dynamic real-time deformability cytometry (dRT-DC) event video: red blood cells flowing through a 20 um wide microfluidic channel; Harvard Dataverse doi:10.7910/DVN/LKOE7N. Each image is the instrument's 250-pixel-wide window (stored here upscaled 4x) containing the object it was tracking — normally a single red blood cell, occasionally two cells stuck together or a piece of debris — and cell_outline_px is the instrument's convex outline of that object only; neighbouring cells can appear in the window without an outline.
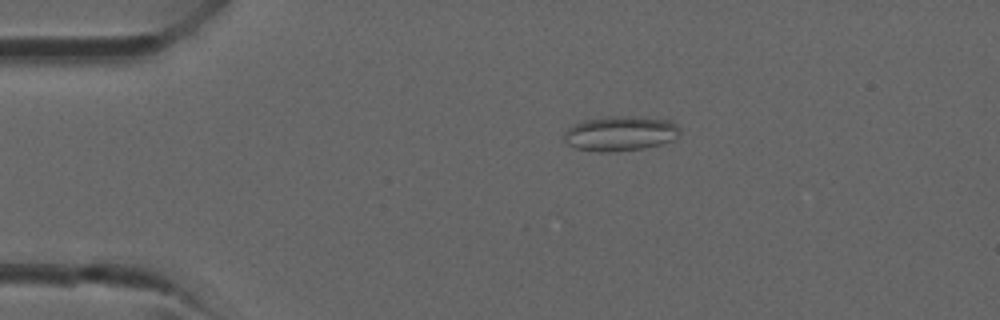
{"species": "common noctule bat (a hibernating species)", "species_latin": "Nyctalus noctula", "temperature_condition": "room temperature", "stored_images_in_passage": 32, "camera_frame_rate_fps": 3000, "um_per_image_px": 0.085, "animal": {"sex": "male", "forearm_length_mm": 52.5}, "frame": {"image": 1, "passage_image": 1, "time_ms": 0.0, "image_size_px": [1000, 320], "cell_outline_px": [[680, 132], [672, 140], [660, 144], [644, 148], [612, 152], [596, 152], [576, 148], [568, 144], [564, 140], [564, 132], [568, 128], [584, 120], [608, 116], [636, 116], [672, 120], [680, 128]], "centroid_in_image_um": [52.73, 11.34], "position_along_channel_um": 32.3, "area_um2": 23.64}}
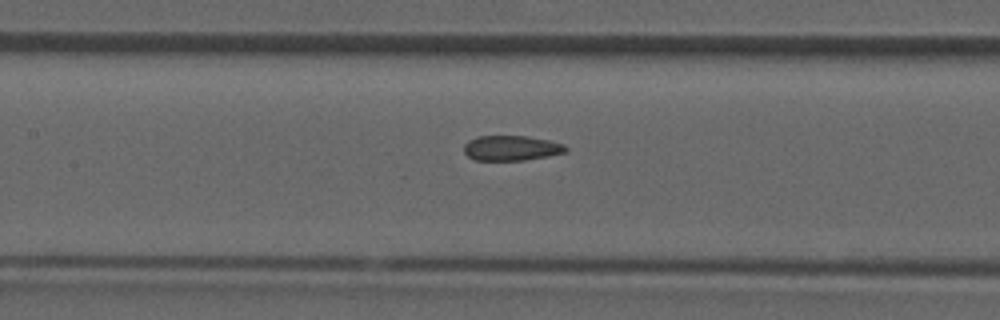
{"frame": {"image": 2, "passage_image": 11, "time_ms": 3.333, "image_size_px": [1000, 320], "cell_outline_px": [[568, 152], [548, 156], [524, 160], [476, 160], [468, 156], [464, 152], [464, 144], [468, 140], [476, 136], [528, 136], [548, 140], [564, 144], [568, 148]], "centroid_in_image_um": [43.47, 12.58], "position_along_channel_um": 163.9, "area_um2": 14.97}}
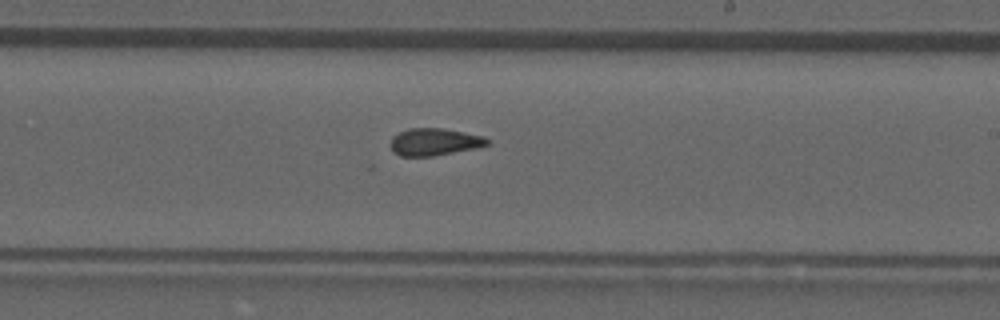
{"frame": {"image": 3, "passage_image": 16, "time_ms": 5.0, "image_size_px": [1000, 320], "cell_outline_px": [[488, 144], [476, 148], [432, 156], [400, 156], [392, 152], [388, 144], [392, 136], [408, 128], [444, 128], [484, 136], [488, 140]], "centroid_in_image_um": [36.86, 12.06], "position_along_channel_um": 252.1, "area_um2": 15.49}}